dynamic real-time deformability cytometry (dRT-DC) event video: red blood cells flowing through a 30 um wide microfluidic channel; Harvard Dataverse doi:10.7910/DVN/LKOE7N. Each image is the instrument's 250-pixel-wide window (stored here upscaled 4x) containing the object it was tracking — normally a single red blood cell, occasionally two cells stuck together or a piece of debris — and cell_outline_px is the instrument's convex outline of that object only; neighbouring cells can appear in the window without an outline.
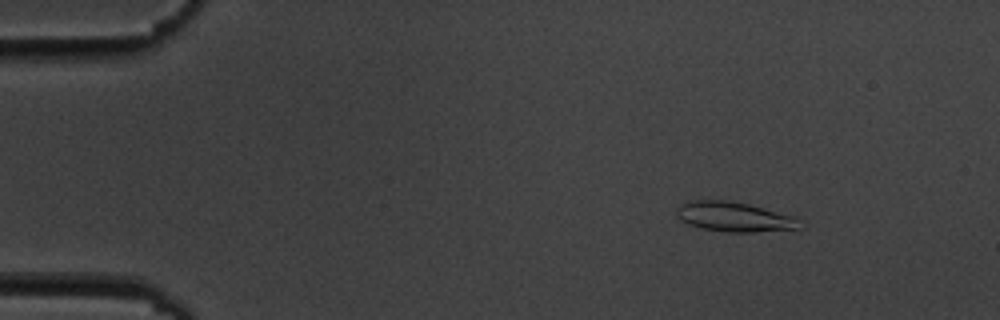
{"species": "common noctule bat (a hibernating species)", "species_latin": "Nyctalus noctula", "temperature_condition": "cold", "stored_images_in_passage": 6, "camera_frame_rate_fps": 3000, "um_per_image_px": 0.085, "animal": {"sex": "male", "body_mass_g": 19.5, "forearm_length_mm": 54.6}, "frame": {"image": 1, "passage_image": 2, "time_ms": 1.0, "image_size_px": [1000, 320], "cell_outline_px": [[804, 228], [756, 232], [728, 232], [704, 228], [688, 224], [680, 220], [676, 216], [676, 208], [680, 204], [692, 200], [728, 200], [748, 204], [792, 216]], "centroid_in_image_um": [62.35, 18.43], "position_along_channel_um": 22.6, "area_um2": 21.15}}
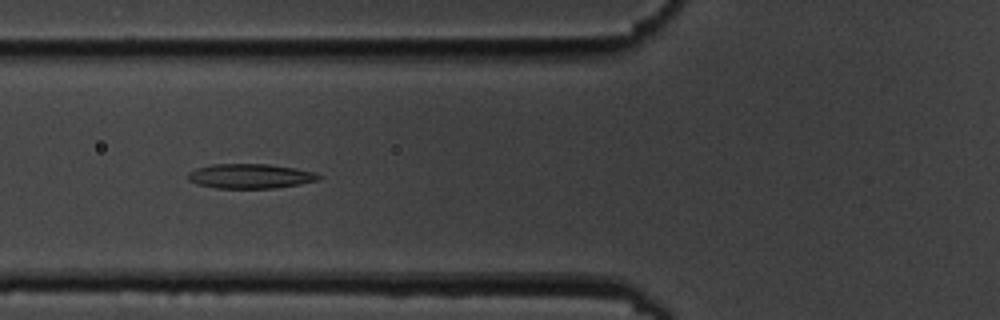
{"frame": {"image": 2, "passage_image": 6, "time_ms": 5.667, "image_size_px": [1000, 320], "cell_outline_px": [[320, 176], [316, 180], [300, 184], [276, 188], [216, 188], [196, 184], [188, 180], [188, 172], [196, 168], [212, 164], [268, 164], [296, 168], [312, 172]], "centroid_in_image_um": [21.21, 14.97], "position_along_channel_um": 104.6, "area_um2": 18.67}}